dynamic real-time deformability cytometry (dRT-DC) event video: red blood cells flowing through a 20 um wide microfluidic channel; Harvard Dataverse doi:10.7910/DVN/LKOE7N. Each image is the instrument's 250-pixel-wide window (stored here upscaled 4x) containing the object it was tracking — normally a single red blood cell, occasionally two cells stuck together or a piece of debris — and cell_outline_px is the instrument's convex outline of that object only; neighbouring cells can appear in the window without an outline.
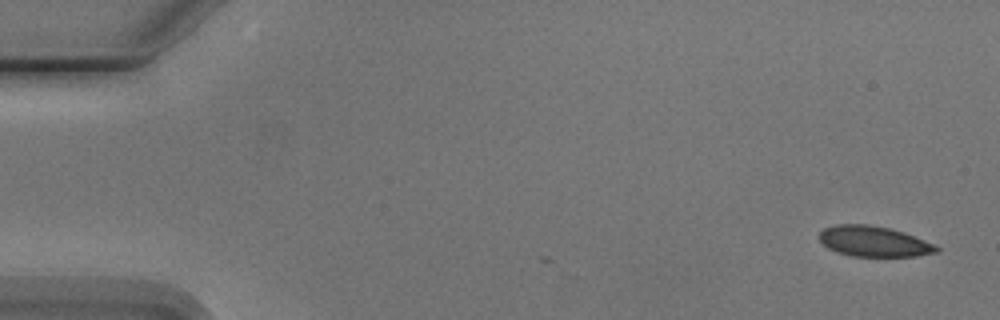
{"species": "Egyptian fruit bat (a non-hibernating species)", "species_latin": "Rousettus aegyptiacus", "temperature_condition": "cold", "stored_images_in_passage": 2, "camera_frame_rate_fps": 3000, "um_per_image_px": 0.085, "animal": {"sex": "male"}, "frame": {"image": 1, "passage_image": 2, "time_ms": 1.333, "image_size_px": [1000, 320], "cell_outline_px": [[940, 252], [916, 256], [852, 256], [836, 252], [828, 248], [820, 240], [820, 232], [824, 228], [836, 224], [868, 224], [888, 228], [904, 232], [924, 240], [940, 248]], "centroid_in_image_um": [74.27, 20.52], "position_along_channel_um": 10.7, "area_um2": 20.75}}